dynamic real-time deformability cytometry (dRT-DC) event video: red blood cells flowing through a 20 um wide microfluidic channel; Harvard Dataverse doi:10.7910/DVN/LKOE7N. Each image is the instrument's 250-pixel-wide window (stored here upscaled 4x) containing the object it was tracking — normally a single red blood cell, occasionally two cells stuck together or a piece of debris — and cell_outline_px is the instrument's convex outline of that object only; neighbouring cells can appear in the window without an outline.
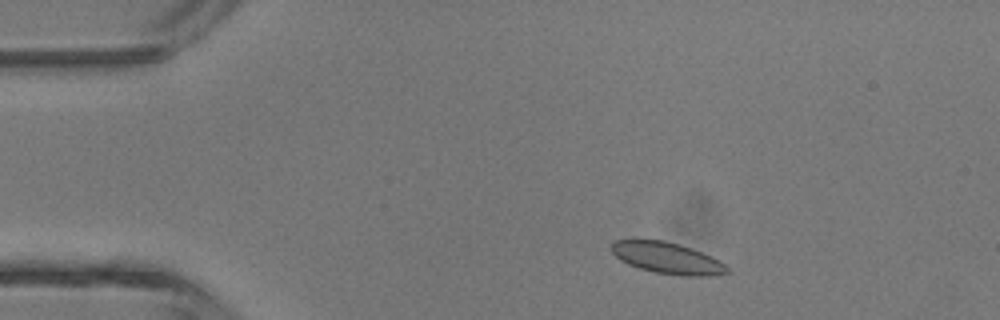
{"species": "common noctule bat (a hibernating species)", "species_latin": "Nyctalus noctula", "temperature_condition": "room temperature", "stored_images_in_passage": 5, "camera_frame_rate_fps": 3000, "um_per_image_px": 0.085, "animal": {"sex": "male", "body_mass_g": 13.3}, "frame": {"image": 1, "passage_image": 2, "time_ms": 1.333, "image_size_px": [1000, 320], "cell_outline_px": [[728, 272], [708, 276], [680, 276], [656, 272], [640, 268], [628, 264], [620, 260], [612, 252], [612, 244], [616, 240], [664, 240], [680, 244], [692, 248], [712, 256], [720, 260], [728, 268]], "centroid_in_image_um": [56.74, 21.93], "position_along_channel_um": 28.3, "area_um2": 21.04}}
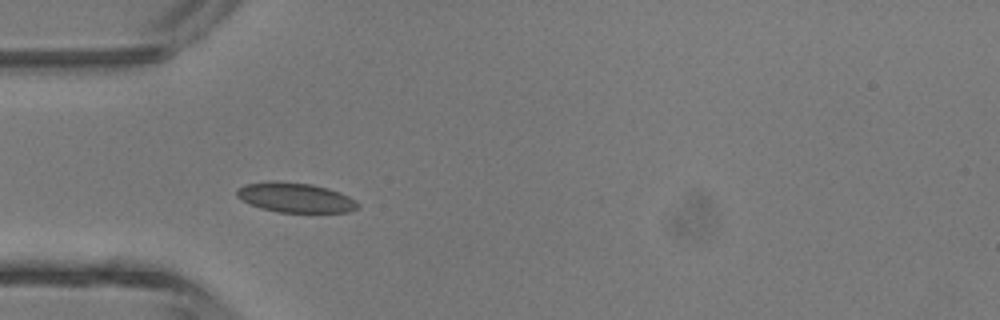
{"frame": {"image": 2, "passage_image": 4, "time_ms": 3.333, "image_size_px": [1000, 320], "cell_outline_px": [[360, 204], [356, 208], [348, 212], [280, 212], [260, 208], [236, 196], [236, 188], [244, 184], [272, 180], [312, 184], [328, 188], [340, 192], [356, 200]], "centroid_in_image_um": [25.09, 16.78], "position_along_channel_um": 59.9, "area_um2": 20.98}}
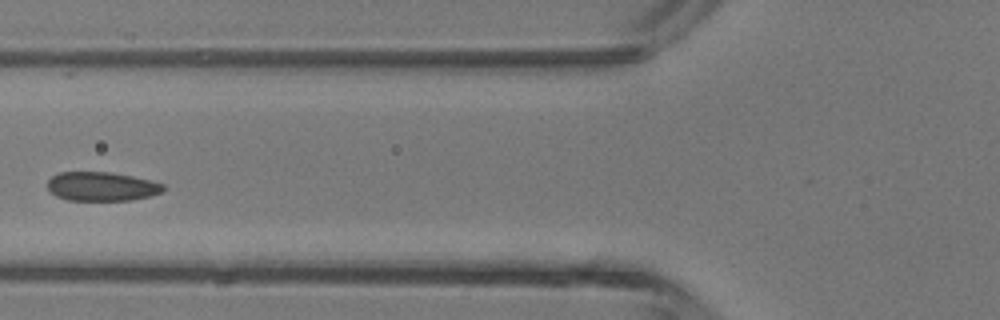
{"frame": {"image": 3, "passage_image": 5, "time_ms": 4.667, "image_size_px": [1000, 320], "cell_outline_px": [[168, 188], [164, 192], [132, 200], [68, 200], [56, 196], [48, 188], [48, 180], [52, 176], [60, 172], [112, 172], [132, 176], [164, 184]], "centroid_in_image_um": [8.68, 15.84], "position_along_channel_um": 117.1, "area_um2": 19.59}}